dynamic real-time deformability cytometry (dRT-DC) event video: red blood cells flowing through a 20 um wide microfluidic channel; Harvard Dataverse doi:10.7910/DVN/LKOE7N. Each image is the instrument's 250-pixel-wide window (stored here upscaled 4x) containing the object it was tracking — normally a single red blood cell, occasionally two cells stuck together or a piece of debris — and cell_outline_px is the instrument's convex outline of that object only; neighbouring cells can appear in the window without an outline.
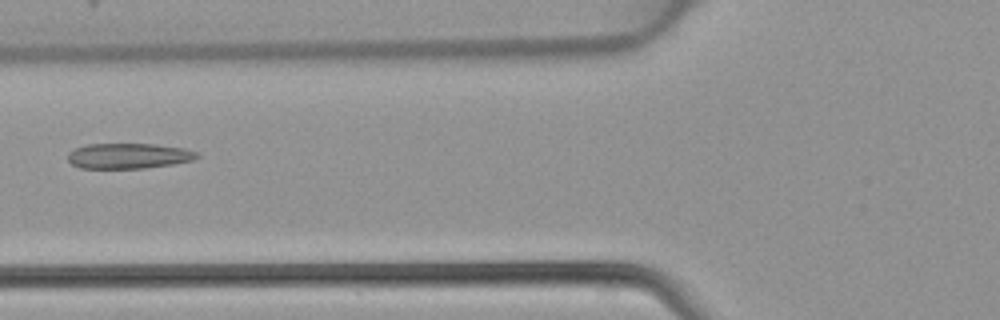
{"species": "common noctule bat (a hibernating species)", "species_latin": "Nyctalus noctula", "temperature_condition": "warm", "stored_images_in_passage": 46, "camera_frame_rate_fps": 3000, "um_per_image_px": 0.085, "animal": {"sex": "female", "body_mass_g": 22.7, "forearm_length_mm": 54.2}, "frame": {"image": 1, "passage_image": 18, "time_ms": 5.667, "image_size_px": [1000, 320], "cell_outline_px": [[200, 156], [196, 160], [172, 164], [144, 168], [80, 168], [72, 164], [68, 160], [68, 152], [76, 148], [88, 144], [156, 144], [184, 148], [196, 152]], "centroid_in_image_um": [10.95, 13.25], "position_along_channel_um": 114.8, "area_um2": 19.13}}
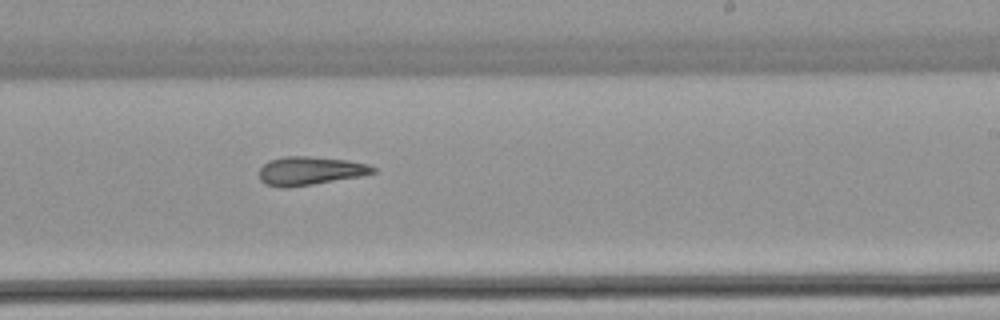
{"frame": {"image": 2, "passage_image": 28, "time_ms": 9.0, "image_size_px": [1000, 320], "cell_outline_px": [[376, 172], [360, 176], [288, 188], [284, 188], [264, 184], [260, 180], [260, 168], [268, 160], [284, 156], [308, 156], [348, 160], [368, 164], [376, 168]], "centroid_in_image_um": [26.33, 14.51], "position_along_channel_um": 262.7, "area_um2": 18.9}}
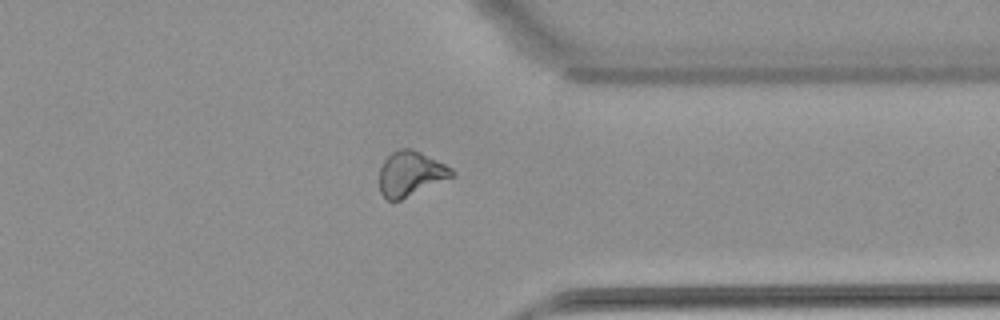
{"frame": {"image": 3, "passage_image": 36, "time_ms": 11.667, "image_size_px": [1000, 320], "cell_outline_px": [[456, 176], [400, 200], [388, 200], [380, 192], [380, 168], [384, 160], [392, 152], [400, 148], [412, 148], [452, 168], [456, 172]], "centroid_in_image_um": [34.92, 14.76], "position_along_channel_um": 376.5, "area_um2": 18.9}}